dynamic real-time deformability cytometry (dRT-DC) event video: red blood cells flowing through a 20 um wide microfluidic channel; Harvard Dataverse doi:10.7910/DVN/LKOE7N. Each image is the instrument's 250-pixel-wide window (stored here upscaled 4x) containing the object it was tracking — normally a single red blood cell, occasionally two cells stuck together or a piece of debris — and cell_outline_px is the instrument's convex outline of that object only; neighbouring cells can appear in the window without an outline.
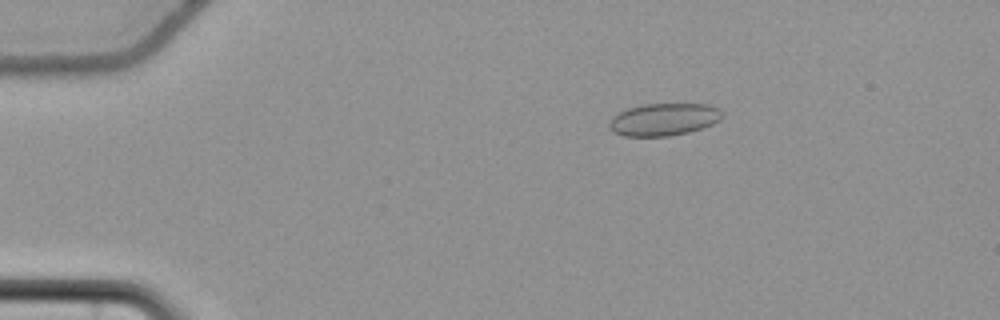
{"species": "common noctule bat (a hibernating species)", "species_latin": "Nyctalus noctula", "temperature_condition": "cold", "stored_images_in_passage": 57, "camera_frame_rate_fps": 3000, "um_per_image_px": 0.085, "animal": {"sex": "female", "body_mass_g": 22.7, "forearm_length_mm": 54.2}, "frame": {"image": 1, "passage_image": 11, "time_ms": 3.333, "image_size_px": [1000, 320], "cell_outline_px": [[724, 116], [720, 120], [712, 124], [688, 132], [668, 136], [624, 136], [612, 132], [608, 128], [608, 124], [612, 116], [628, 108], [644, 104], [708, 104], [720, 108]], "centroid_in_image_um": [56.41, 10.15], "position_along_channel_um": 28.6, "area_um2": 21.44}}
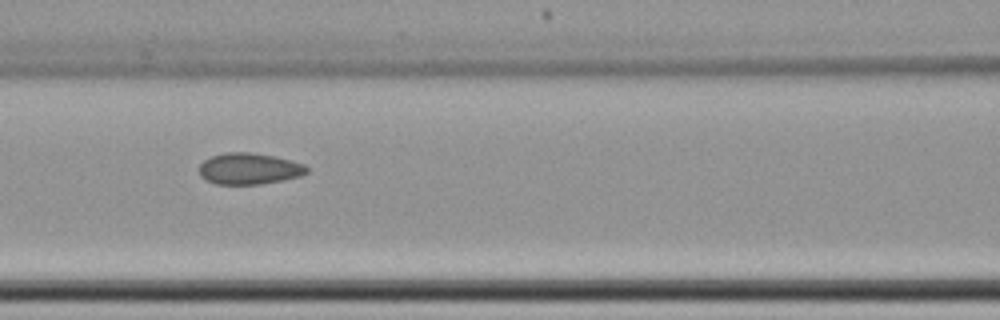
{"frame": {"image": 2, "passage_image": 26, "time_ms": 8.333, "image_size_px": [1000, 320], "cell_outline_px": [[308, 172], [300, 176], [284, 180], [260, 184], [216, 184], [204, 180], [200, 176], [200, 164], [204, 160], [212, 156], [224, 152], [248, 152], [272, 156], [304, 164], [308, 168]], "centroid_in_image_um": [21.15, 14.35], "position_along_channel_um": 145.4, "area_um2": 19.59}}
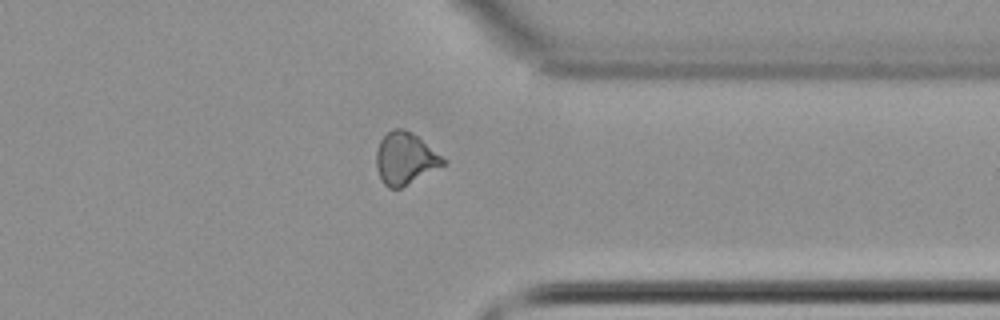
{"frame": {"image": 3, "passage_image": 45, "time_ms": 14.667, "image_size_px": [1000, 320], "cell_outline_px": [[448, 164], [400, 188], [388, 188], [384, 184], [376, 168], [376, 152], [380, 140], [392, 128], [404, 128], [412, 132], [448, 160]], "centroid_in_image_um": [34.47, 13.46], "position_along_channel_um": 376.9, "area_um2": 20.46}, "authors_computed_cell_mechanics": {"area_um2": 20.1722, "velocity_mm_per_s": 3.717, "shape_relaxation_time_tau1_ms": null, "shape_relaxation_time_tau2_ms": 2.2327, "deformation_change_tau1": null, "deformation_change_tau2": 0.0633}}